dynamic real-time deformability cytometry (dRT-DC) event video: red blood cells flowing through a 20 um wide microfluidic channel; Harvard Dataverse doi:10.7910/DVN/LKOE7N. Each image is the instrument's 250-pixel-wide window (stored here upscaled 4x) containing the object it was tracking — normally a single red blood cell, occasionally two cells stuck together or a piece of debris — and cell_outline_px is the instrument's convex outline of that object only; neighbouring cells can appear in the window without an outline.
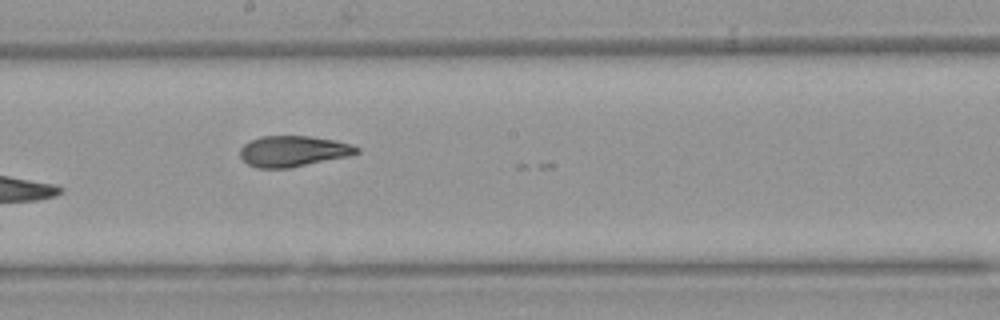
{"species": "Egyptian fruit bat (a non-hibernating species)", "species_latin": "Rousettus aegyptiacus", "temperature_condition": "warm", "stored_images_in_passage": 8, "camera_frame_rate_fps": 3000, "um_per_image_px": 0.085, "animal": {"sex": "female"}, "frame": {"image": 1, "passage_image": 7, "time_ms": 7.0, "image_size_px": [1000, 320], "cell_outline_px": [[360, 152], [352, 156], [288, 168], [256, 168], [248, 164], [240, 156], [240, 148], [244, 144], [260, 136], [308, 136], [336, 140], [352, 144], [360, 148]], "centroid_in_image_um": [24.97, 12.85], "position_along_channel_um": 223.2, "area_um2": 21.15}}
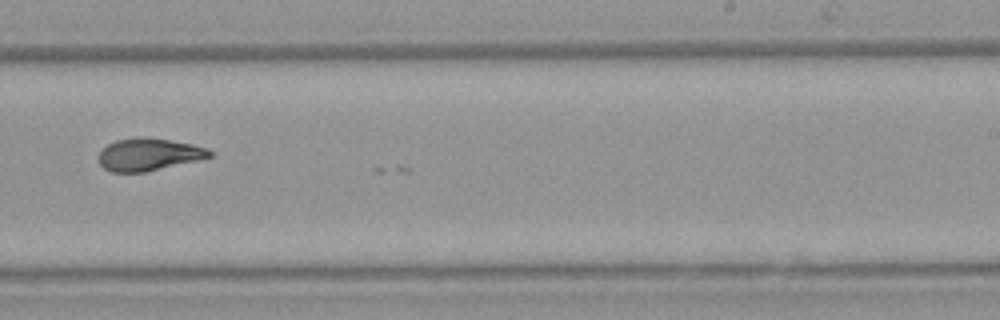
{"frame": {"image": 2, "passage_image": 8, "time_ms": 8.333, "image_size_px": [1000, 320], "cell_outline_px": [[212, 156], [200, 160], [144, 172], [112, 172], [104, 168], [100, 164], [96, 156], [108, 144], [116, 140], [140, 136], [168, 140], [192, 144], [208, 148], [212, 152]], "centroid_in_image_um": [12.63, 13.13], "position_along_channel_um": 276.4, "area_um2": 20.98}}